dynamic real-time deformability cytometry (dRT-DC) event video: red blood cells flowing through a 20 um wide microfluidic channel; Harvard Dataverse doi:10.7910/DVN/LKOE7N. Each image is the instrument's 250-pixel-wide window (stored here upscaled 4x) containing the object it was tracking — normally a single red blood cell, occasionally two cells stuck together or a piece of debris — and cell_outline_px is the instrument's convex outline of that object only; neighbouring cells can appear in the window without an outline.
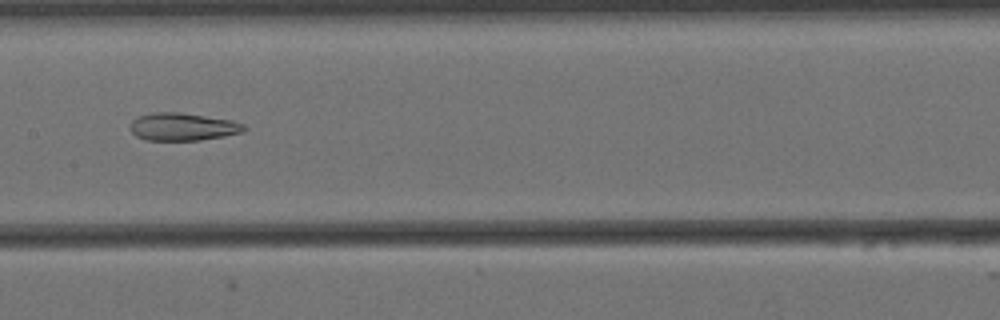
{"species": "Egyptian fruit bat (a non-hibernating species)", "species_latin": "Rousettus aegyptiacus", "temperature_condition": "cold", "stored_images_in_passage": 57, "camera_frame_rate_fps": 3000, "um_per_image_px": 0.085, "animal": {"sex": "female"}, "frame": {"image": 1, "passage_image": 27, "time_ms": 8.667, "image_size_px": [1000, 320], "cell_outline_px": [[248, 128], [240, 132], [224, 136], [200, 140], [144, 140], [136, 136], [132, 132], [132, 120], [140, 116], [152, 112], [176, 112], [232, 120], [244, 124]], "centroid_in_image_um": [15.54, 10.78], "position_along_channel_um": 191.9, "area_um2": 18.15}}
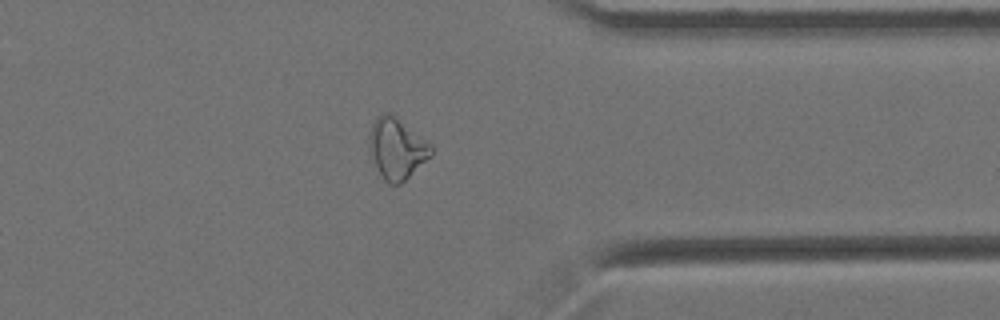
{"frame": {"image": 2, "passage_image": 44, "time_ms": 14.333, "image_size_px": [1000, 320], "cell_outline_px": [[432, 152], [400, 184], [388, 184], [384, 180], [368, 148], [368, 136], [372, 124], [376, 116], [380, 112], [388, 112], [432, 144]], "centroid_in_image_um": [33.67, 12.58], "position_along_channel_um": 377.7, "area_um2": 21.33}}
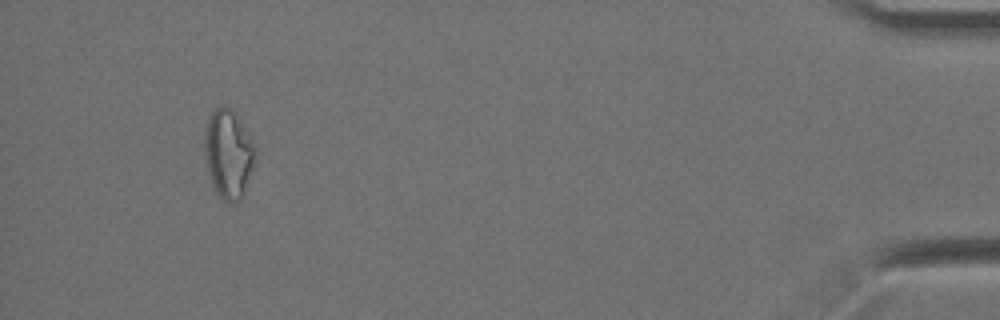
{"frame": {"image": 3, "passage_image": 53, "time_ms": 17.333, "image_size_px": [1000, 320], "cell_outline_px": [[256, 152], [252, 168], [244, 192], [240, 200], [224, 200], [216, 192], [212, 184], [204, 156], [204, 136], [208, 116], [216, 108], [232, 108], [248, 132], [256, 148]], "centroid_in_image_um": [19.4, 13.04], "position_along_channel_um": 415.8, "area_um2": 25.84}, "authors_computed_cell_mechanics": {"area_um2": 22.831, "velocity_mm_per_s": 3.4525, "shape_relaxation_time_tau1_ms": null, "shape_relaxation_time_tau2_ms": 5.1166, "deformation_change_tau1": null, "deformation_change_tau2": 0.1395}}